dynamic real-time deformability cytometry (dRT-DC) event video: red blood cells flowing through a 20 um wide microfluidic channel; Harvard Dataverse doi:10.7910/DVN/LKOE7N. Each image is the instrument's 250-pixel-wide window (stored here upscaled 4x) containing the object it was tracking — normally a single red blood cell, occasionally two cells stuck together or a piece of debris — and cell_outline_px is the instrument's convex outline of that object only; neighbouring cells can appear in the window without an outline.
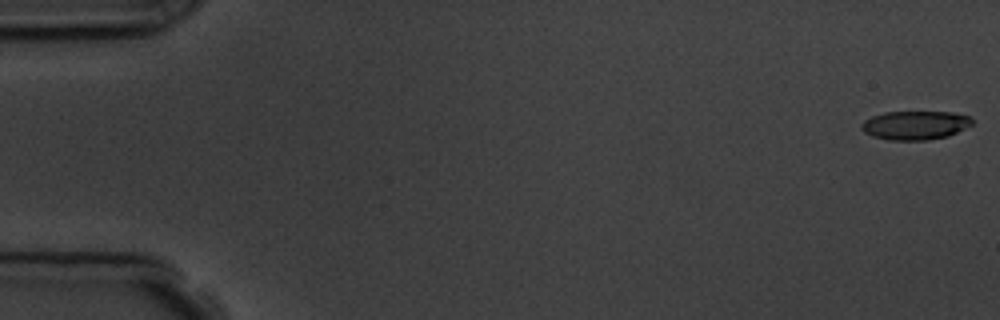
{"species": "common noctule bat (a hibernating species)", "species_latin": "Nyctalus noctula", "temperature_condition": "room temperature", "stored_images_in_passage": 6, "camera_frame_rate_fps": 3000, "um_per_image_px": 0.085, "animal": {"sex": "male", "body_mass_g": 19.5, "forearm_length_mm": 54.6}, "frame": {"image": 1, "passage_image": 1, "time_ms": 0.0, "image_size_px": [1000, 320], "cell_outline_px": [[972, 124], [948, 136], [928, 140], [888, 140], [872, 136], [864, 132], [860, 128], [860, 124], [864, 120], [872, 116], [884, 112], [952, 112], [968, 116], [972, 120]], "centroid_in_image_um": [77.74, 10.65], "position_along_channel_um": 7.3, "area_um2": 18.55}}
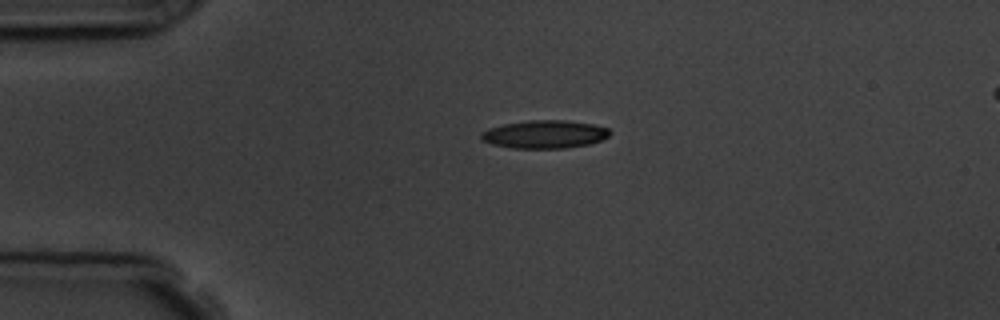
{"frame": {"image": 2, "passage_image": 4, "time_ms": 4.0, "image_size_px": [1000, 320], "cell_outline_px": [[612, 132], [608, 136], [600, 140], [588, 144], [564, 148], [512, 148], [492, 144], [480, 140], [480, 136], [488, 128], [504, 124], [532, 120], [564, 120], [592, 124], [608, 128]], "centroid_in_image_um": [46.28, 11.41], "position_along_channel_um": 38.7, "area_um2": 20.87}}